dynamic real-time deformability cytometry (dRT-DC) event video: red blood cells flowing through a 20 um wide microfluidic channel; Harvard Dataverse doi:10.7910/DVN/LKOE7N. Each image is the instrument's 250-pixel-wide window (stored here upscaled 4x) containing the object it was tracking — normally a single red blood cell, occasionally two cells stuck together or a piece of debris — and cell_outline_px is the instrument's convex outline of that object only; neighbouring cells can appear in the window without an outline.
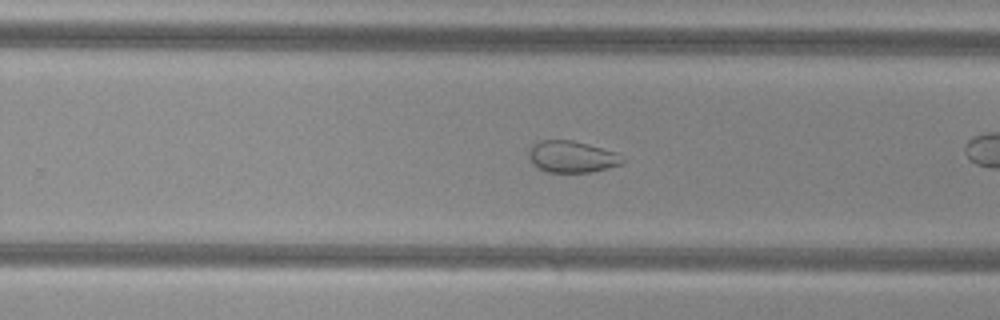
{"species": "common noctule bat (a hibernating species)", "species_latin": "Nyctalus noctula", "temperature_condition": "cold", "stored_images_in_passage": 27, "camera_frame_rate_fps": 3000, "um_per_image_px": 0.085, "animal": {"sex": "female", "body_mass_g": 29.2, "forearm_length_mm": 56.3}, "frame": {"image": 1, "passage_image": 23, "time_ms": 7.333, "image_size_px": [1000, 320], "cell_outline_px": [[628, 160], [620, 164], [608, 168], [592, 172], [548, 172], [536, 168], [532, 164], [528, 156], [528, 148], [532, 144], [540, 140], [572, 140], [588, 144], [616, 152]], "centroid_in_image_um": [48.59, 13.32], "position_along_channel_um": 281.2, "area_um2": 17.57}}